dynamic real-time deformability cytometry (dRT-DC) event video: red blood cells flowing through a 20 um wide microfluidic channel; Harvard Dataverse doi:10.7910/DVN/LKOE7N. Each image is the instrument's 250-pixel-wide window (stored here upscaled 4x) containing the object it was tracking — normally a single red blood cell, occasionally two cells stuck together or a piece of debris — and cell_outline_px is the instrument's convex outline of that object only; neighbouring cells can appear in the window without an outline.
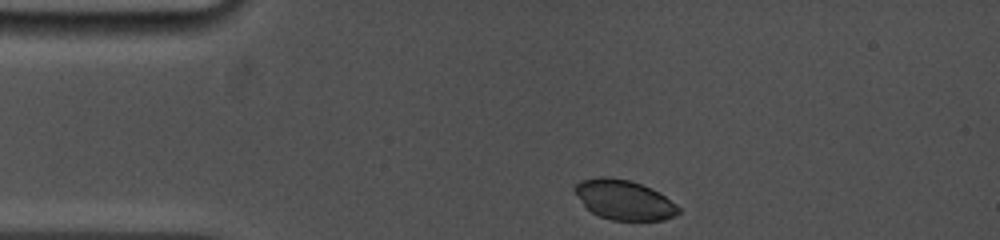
{"species": "common noctule bat (a hibernating species)", "species_latin": "Nyctalus noctula", "temperature_condition": "cold", "stored_images_in_passage": 31, "camera_frame_rate_fps": 5000, "um_per_image_px": 0.085, "animal": {"sex": "female", "body_mass_g": 19.0, "forearm_length_mm": 53.3}, "frame": {"image": 1, "passage_image": 1, "time_ms": 0.0, "image_size_px": [1000, 240], "cell_outline_px": [[680, 212], [676, 216], [664, 220], [612, 220], [600, 216], [592, 212], [584, 204], [572, 188], [580, 180], [600, 176], [608, 176], [632, 180], [652, 188], [660, 192], [676, 204], [680, 208]], "centroid_in_image_um": [53.08, 16.97], "position_along_channel_um": 31.9, "area_um2": 24.22}}
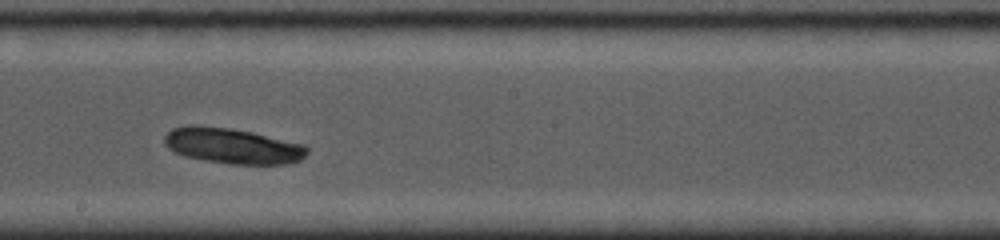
{"frame": {"image": 2, "passage_image": 17, "time_ms": 6.2, "image_size_px": [1000, 240], "cell_outline_px": [[308, 152], [300, 160], [288, 164], [232, 164], [204, 160], [184, 156], [168, 148], [164, 144], [164, 136], [172, 128], [188, 124], [196, 124], [232, 128], [252, 132], [304, 144], [308, 148]], "centroid_in_image_um": [19.74, 12.38], "position_along_channel_um": 228.5, "area_um2": 29.82}}
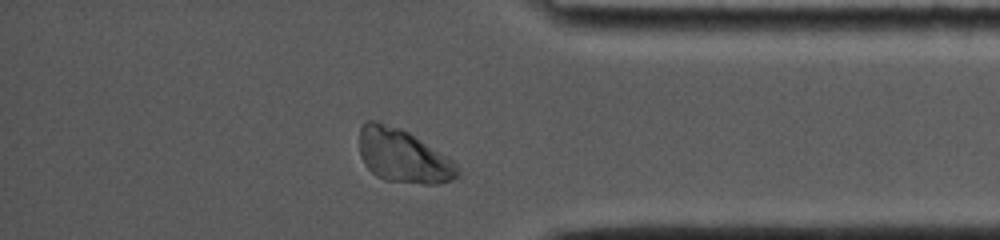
{"frame": {"image": 3, "passage_image": 29, "time_ms": 10.8, "image_size_px": [1000, 240], "cell_outline_px": [[460, 172], [452, 180], [440, 184], [424, 184], [384, 180], [376, 176], [364, 164], [360, 156], [360, 128], [368, 120], [376, 120], [400, 128], [408, 132], [448, 156], [456, 164]], "centroid_in_image_um": [34.26, 13.26], "position_along_channel_um": 400.9, "area_um2": 30.63}, "authors_computed_cell_mechanics": {"area_um2": 29.767, "velocity_mm_per_s": 3.837, "shape_relaxation_time_tau1_ms": null, "shape_relaxation_time_tau2_ms": 2.8082, "deformation_change_tau1": null, "deformation_change_tau2": 0.037}}